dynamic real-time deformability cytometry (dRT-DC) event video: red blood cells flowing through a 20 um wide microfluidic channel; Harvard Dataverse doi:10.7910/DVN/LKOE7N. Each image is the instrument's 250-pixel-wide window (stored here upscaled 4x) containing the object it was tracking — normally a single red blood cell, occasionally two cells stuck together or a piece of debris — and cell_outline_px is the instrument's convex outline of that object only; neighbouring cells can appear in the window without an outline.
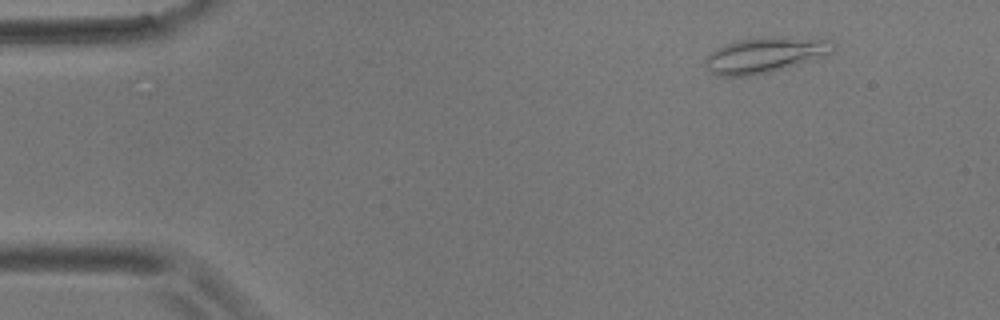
{"species": "common noctule bat (a hibernating species)", "species_latin": "Nyctalus noctula", "temperature_condition": "room temperature", "stored_images_in_passage": 4, "camera_frame_rate_fps": 3000, "um_per_image_px": 0.085, "animal": {"sex": "male", "body_mass_g": 17.9}, "frame": {"image": 1, "passage_image": 1, "time_ms": 0.0, "image_size_px": [1000, 320], "cell_outline_px": [[836, 48], [832, 52], [768, 72], [748, 76], [716, 76], [704, 64], [704, 60], [716, 48], [724, 44], [740, 40], [760, 36], [784, 36], [832, 40], [836, 44]], "centroid_in_image_um": [64.99, 4.64], "position_along_channel_um": 20.0, "area_um2": 26.13}}